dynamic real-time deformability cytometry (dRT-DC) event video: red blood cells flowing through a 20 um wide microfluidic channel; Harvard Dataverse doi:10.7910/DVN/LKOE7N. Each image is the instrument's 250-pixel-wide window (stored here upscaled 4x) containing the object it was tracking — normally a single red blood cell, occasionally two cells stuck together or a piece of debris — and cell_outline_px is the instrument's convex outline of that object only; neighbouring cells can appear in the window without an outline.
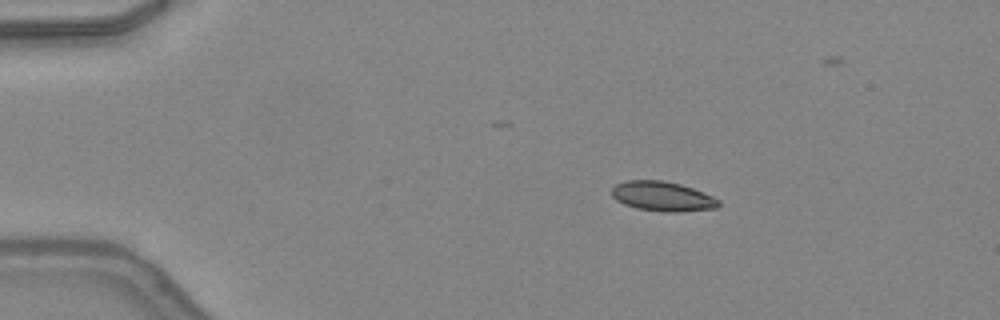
{"species": "common noctule bat (a hibernating species)", "species_latin": "Nyctalus noctula", "temperature_condition": "warm", "stored_images_in_passage": 41, "camera_frame_rate_fps": 3000, "um_per_image_px": 0.085, "animal": {"sex": "female", "body_mass_g": 24.6, "forearm_length_mm": 56.2}, "frame": {"image": 1, "passage_image": 1, "time_ms": 0.0, "image_size_px": [1000, 320], "cell_outline_px": [[720, 204], [716, 208], [680, 212], [664, 212], [636, 208], [624, 204], [616, 200], [612, 196], [612, 188], [616, 184], [624, 180], [664, 180], [680, 184], [692, 188], [712, 196], [720, 200]], "centroid_in_image_um": [56.3, 16.69], "position_along_channel_um": 28.7, "area_um2": 18.55}}
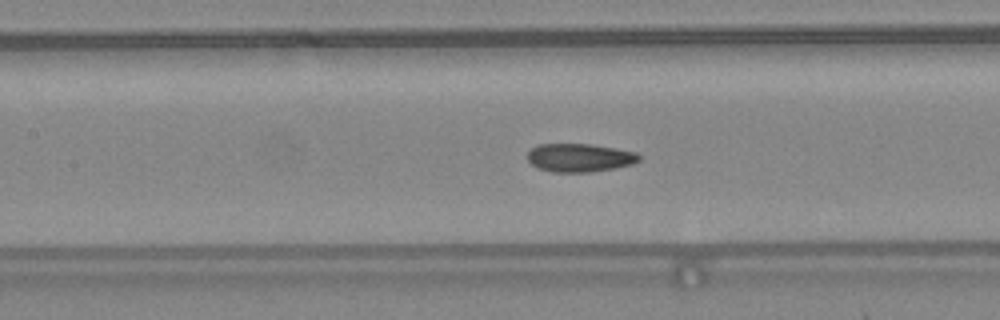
{"frame": {"image": 2, "passage_image": 15, "time_ms": 4.667, "image_size_px": [1000, 320], "cell_outline_px": [[640, 160], [632, 164], [592, 172], [552, 172], [540, 168], [532, 164], [528, 160], [528, 152], [536, 144], [592, 144], [636, 152], [640, 156]], "centroid_in_image_um": [49.26, 13.4], "position_along_channel_um": 158.1, "area_um2": 18.32}}
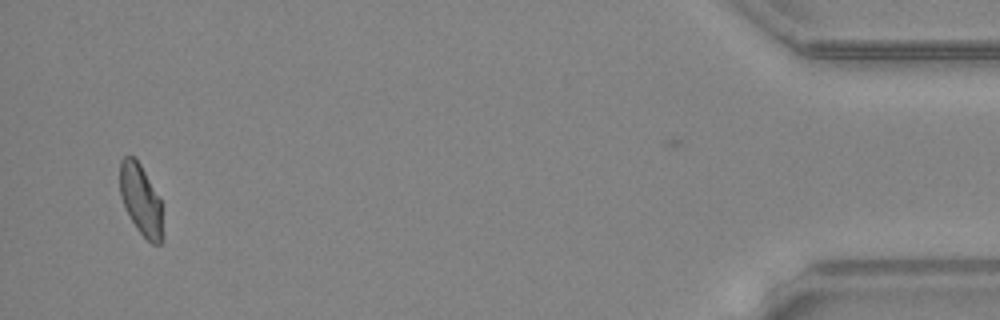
{"frame": {"image": 3, "passage_image": 39, "time_ms": 12.667, "image_size_px": [1000, 320], "cell_outline_px": [[164, 240], [160, 244], [152, 244], [136, 228], [128, 216], [120, 196], [120, 160], [124, 156], [132, 156], [140, 164], [160, 200], [164, 236]], "centroid_in_image_um": [11.98, 17.04], "position_along_channel_um": 423.2, "area_um2": 17.69}, "authors_computed_cell_mechanics": {"area_um2": 18.5538, "velocity_mm_per_s": 4.3191, "shape_relaxation_time_tau1_ms": 5.9306, "shape_relaxation_time_tau2_ms": 1.1125, "deformation_change_tau1": 0.137, "deformation_change_tau2": 0.0546}}